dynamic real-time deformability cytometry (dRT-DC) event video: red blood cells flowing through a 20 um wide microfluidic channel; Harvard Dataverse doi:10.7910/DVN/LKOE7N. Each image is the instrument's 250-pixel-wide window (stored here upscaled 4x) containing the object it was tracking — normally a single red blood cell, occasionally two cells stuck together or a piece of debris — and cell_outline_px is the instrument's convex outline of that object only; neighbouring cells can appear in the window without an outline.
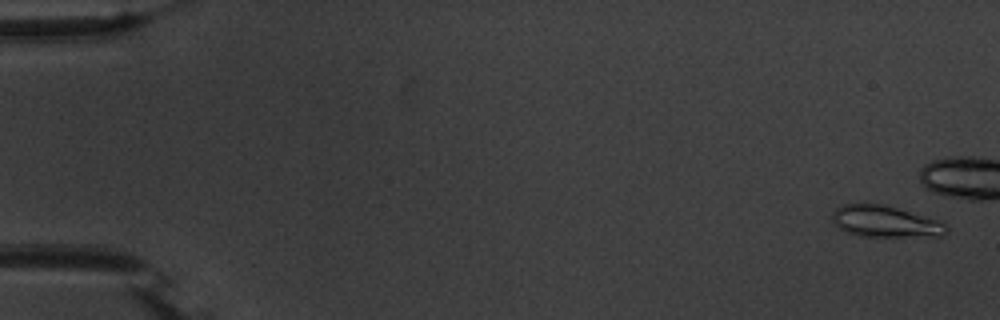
{"species": "common noctule bat (a hibernating species)", "species_latin": "Nyctalus noctula", "temperature_condition": "warm", "stored_images_in_passage": 46, "camera_frame_rate_fps": 3000, "um_per_image_px": 0.085, "animal": {"sex": "male", "body_mass_g": 20.1, "forearm_length_mm": 53.5}, "frame": {"image": 1, "passage_image": 2, "time_ms": 0.333, "image_size_px": [1000, 320], "cell_outline_px": [[948, 232], [940, 236], [860, 236], [848, 232], [840, 228], [832, 220], [832, 212], [836, 208], [844, 204], [884, 204], [944, 220], [948, 224]], "centroid_in_image_um": [75.34, 18.82], "position_along_channel_um": 9.7, "area_um2": 21.21}}
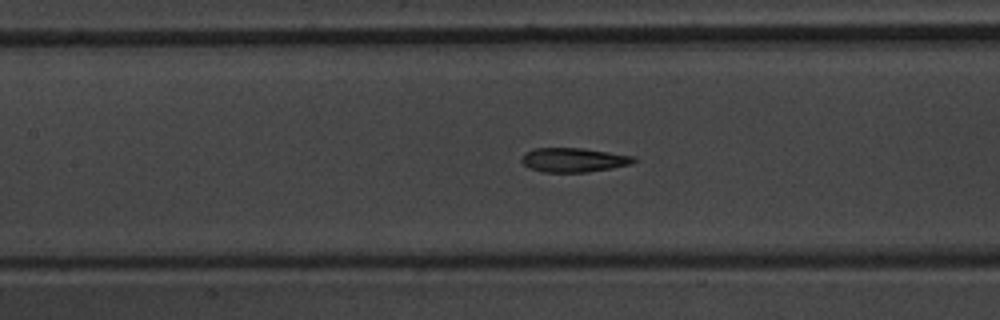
{"frame": {"image": 2, "passage_image": 26, "time_ms": 8.333, "image_size_px": [1000, 320], "cell_outline_px": [[636, 160], [632, 164], [612, 168], [588, 172], [544, 172], [528, 168], [520, 160], [524, 152], [536, 148], [584, 148], [636, 156]], "centroid_in_image_um": [48.77, 13.59], "position_along_channel_um": 158.6, "area_um2": 16.01}}
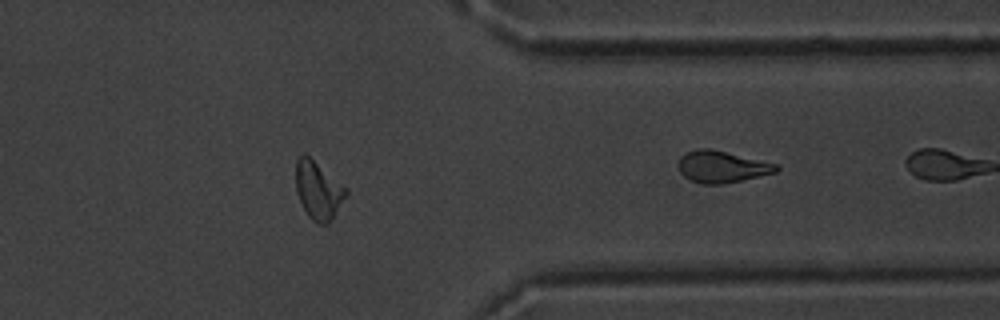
{"frame": {"image": 3, "passage_image": 45, "time_ms": 14.667, "image_size_px": [1000, 320], "cell_outline_px": [[348, 192], [332, 220], [324, 224], [316, 224], [308, 216], [296, 192], [296, 160], [304, 152], [348, 188]], "centroid_in_image_um": [27.06, 16.17], "position_along_channel_um": 384.3, "area_um2": 16.94}}